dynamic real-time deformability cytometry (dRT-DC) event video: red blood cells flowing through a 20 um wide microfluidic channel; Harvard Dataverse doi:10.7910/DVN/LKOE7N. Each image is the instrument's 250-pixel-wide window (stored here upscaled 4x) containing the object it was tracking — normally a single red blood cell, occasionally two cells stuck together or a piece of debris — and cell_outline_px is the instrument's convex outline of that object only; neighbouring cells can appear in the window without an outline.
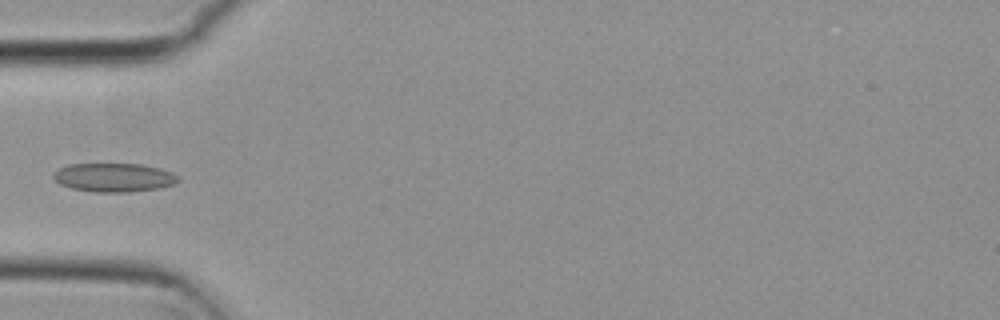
{"species": "common noctule bat (a hibernating species)", "species_latin": "Nyctalus noctula", "temperature_condition": "cold", "stored_images_in_passage": 5, "camera_frame_rate_fps": 3000, "um_per_image_px": 0.085, "animal": {"sex": "female", "body_mass_g": 29.2, "forearm_length_mm": 56.3}, "frame": {"image": 1, "passage_image": 4, "time_ms": 1.0, "image_size_px": [1000, 320], "cell_outline_px": [[180, 180], [176, 184], [160, 188], [132, 192], [96, 192], [72, 188], [60, 184], [52, 176], [52, 172], [68, 164], [140, 164], [160, 168], [172, 172]], "centroid_in_image_um": [9.7, 15.09], "position_along_channel_um": 75.3, "area_um2": 20.98}}
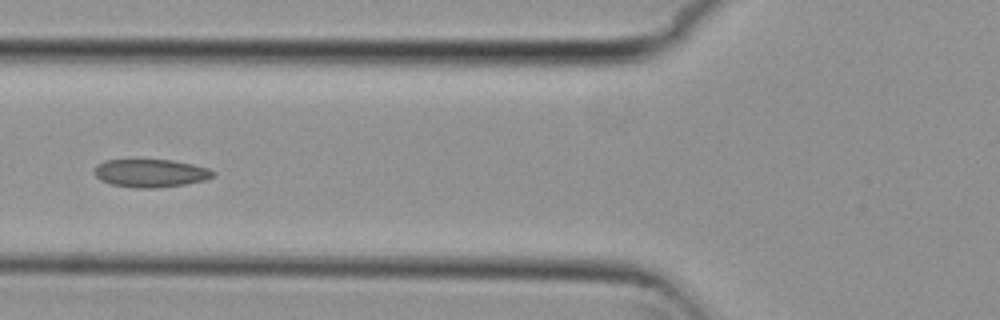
{"frame": {"image": 2, "passage_image": 5, "time_ms": 1.333, "image_size_px": [1000, 320], "cell_outline_px": [[216, 172], [212, 176], [204, 180], [184, 184], [156, 188], [136, 188], [112, 184], [100, 180], [92, 172], [96, 164], [104, 160], [172, 160], [192, 164], [208, 168]], "centroid_in_image_um": [12.75, 14.71], "position_along_channel_um": 113.0, "area_um2": 19.36}}